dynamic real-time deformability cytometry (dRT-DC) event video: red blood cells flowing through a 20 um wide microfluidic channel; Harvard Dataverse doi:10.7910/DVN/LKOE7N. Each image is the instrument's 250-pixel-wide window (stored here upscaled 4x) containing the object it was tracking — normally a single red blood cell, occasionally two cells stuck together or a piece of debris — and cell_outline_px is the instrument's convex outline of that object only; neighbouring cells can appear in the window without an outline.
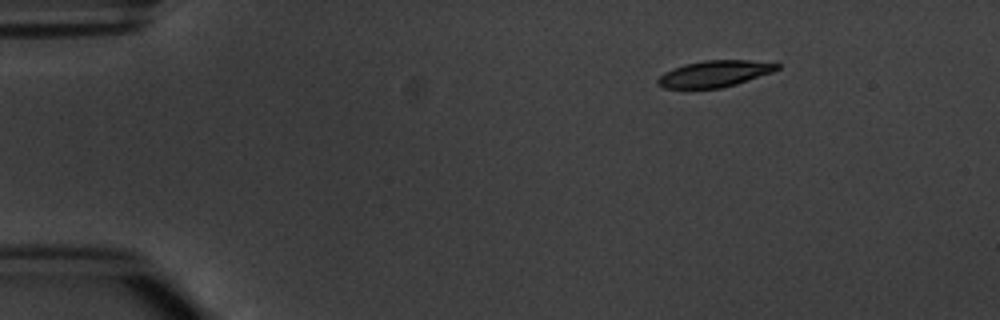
{"species": "common noctule bat (a hibernating species)", "species_latin": "Nyctalus noctula", "temperature_condition": "warm", "stored_images_in_passage": 3, "camera_frame_rate_fps": 3000, "um_per_image_px": 0.085, "animal": {"sex": "male", "body_mass_g": 20.1, "forearm_length_mm": 53.5}, "frame": {"image": 1, "passage_image": 1, "time_ms": 0.0, "image_size_px": [1000, 320], "cell_outline_px": [[780, 68], [772, 72], [736, 84], [720, 88], [664, 88], [656, 84], [656, 80], [664, 72], [672, 68], [684, 64], [704, 60], [748, 60], [780, 64]], "centroid_in_image_um": [60.7, 6.26], "position_along_channel_um": 24.3, "area_um2": 18.32}}